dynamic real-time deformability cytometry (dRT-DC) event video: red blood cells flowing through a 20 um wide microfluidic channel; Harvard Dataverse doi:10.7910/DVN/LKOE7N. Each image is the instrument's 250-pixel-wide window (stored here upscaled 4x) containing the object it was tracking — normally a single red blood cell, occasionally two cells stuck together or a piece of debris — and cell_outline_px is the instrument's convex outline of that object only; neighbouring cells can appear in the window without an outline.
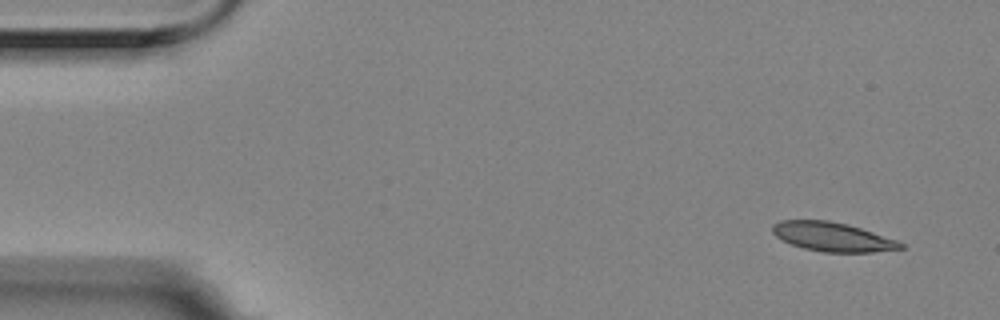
{"species": "Egyptian fruit bat (a non-hibernating species)", "species_latin": "Rousettus aegyptiacus", "temperature_condition": "room temperature", "stored_images_in_passage": 4, "camera_frame_rate_fps": 3000, "um_per_image_px": 0.085, "animal": {"sex": "female"}, "frame": {"image": 1, "passage_image": 1, "time_ms": 0.0, "image_size_px": [1000, 320], "cell_outline_px": [[904, 248], [872, 252], [824, 252], [804, 248], [792, 244], [776, 236], [772, 232], [772, 224], [780, 220], [828, 220], [848, 224], [896, 240], [904, 244]], "centroid_in_image_um": [70.74, 20.12], "position_along_channel_um": 14.3, "area_um2": 21.5}}
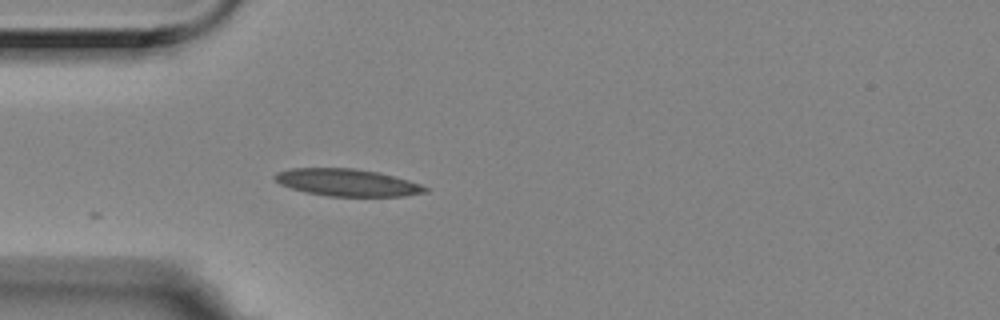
{"frame": {"image": 2, "passage_image": 4, "time_ms": 1.0, "image_size_px": [1000, 320], "cell_outline_px": [[428, 192], [404, 196], [328, 196], [304, 192], [280, 184], [272, 176], [276, 172], [288, 168], [352, 168], [380, 172], [408, 180], [420, 184], [428, 188]], "centroid_in_image_um": [29.49, 15.51], "position_along_channel_um": 55.5, "area_um2": 23.93}}